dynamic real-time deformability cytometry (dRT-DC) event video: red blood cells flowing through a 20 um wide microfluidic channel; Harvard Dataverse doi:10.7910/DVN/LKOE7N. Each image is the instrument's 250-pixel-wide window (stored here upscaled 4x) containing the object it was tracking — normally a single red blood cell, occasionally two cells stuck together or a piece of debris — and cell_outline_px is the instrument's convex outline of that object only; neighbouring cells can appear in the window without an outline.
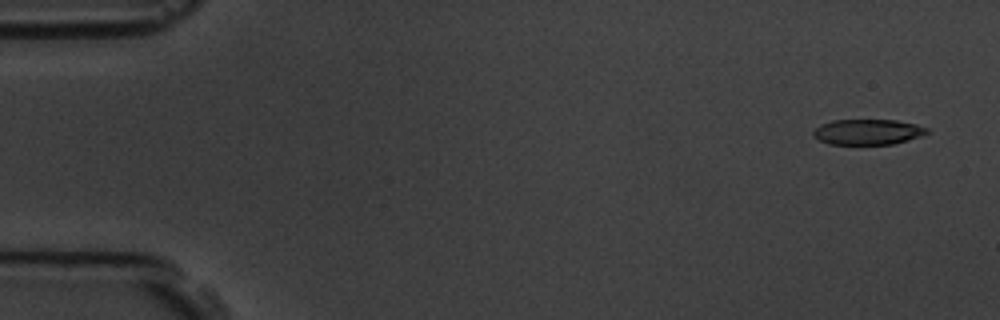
{"species": "common noctule bat (a hibernating species)", "species_latin": "Nyctalus noctula", "temperature_condition": "room temperature", "stored_images_in_passage": 6, "camera_frame_rate_fps": 3000, "um_per_image_px": 0.085, "animal": {"sex": "male", "body_mass_g": 19.5, "forearm_length_mm": 54.6}, "frame": {"image": 1, "passage_image": 1, "time_ms": 0.0, "image_size_px": [1000, 320], "cell_outline_px": [[928, 132], [920, 136], [908, 140], [892, 144], [828, 144], [812, 136], [812, 132], [820, 124], [832, 120], [896, 120], [916, 124], [928, 128]], "centroid_in_image_um": [73.73, 11.21], "position_along_channel_um": 11.3, "area_um2": 16.88}}
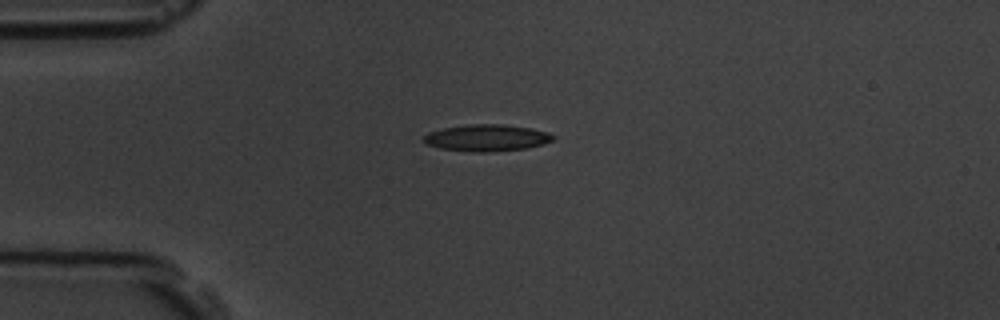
{"frame": {"image": 2, "passage_image": 4, "time_ms": 3.667, "image_size_px": [1000, 320], "cell_outline_px": [[556, 136], [552, 140], [544, 144], [528, 148], [488, 152], [476, 152], [440, 148], [424, 144], [420, 140], [428, 132], [444, 128], [472, 124], [504, 124], [532, 128], [548, 132]], "centroid_in_image_um": [41.37, 11.71], "position_along_channel_um": 43.6, "area_um2": 20.29}}
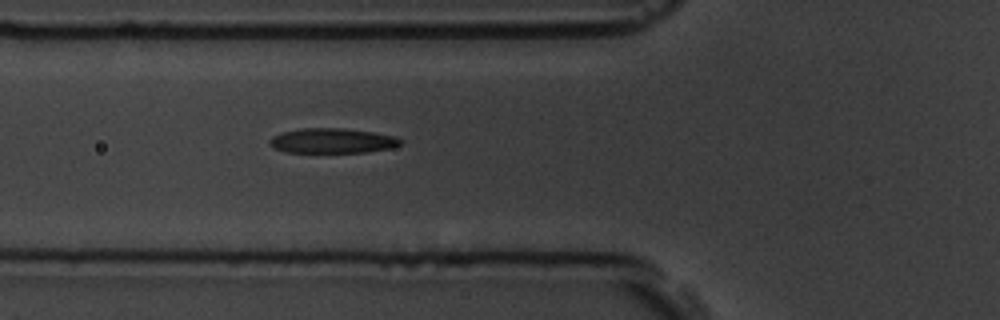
{"frame": {"image": 3, "passage_image": 6, "time_ms": 5.667, "image_size_px": [1000, 320], "cell_outline_px": [[404, 140], [400, 144], [392, 148], [364, 152], [284, 152], [268, 144], [268, 140], [272, 136], [284, 132], [304, 128], [344, 128], [372, 132], [396, 136]], "centroid_in_image_um": [28.26, 11.96], "position_along_channel_um": 97.5, "area_um2": 18.96}}